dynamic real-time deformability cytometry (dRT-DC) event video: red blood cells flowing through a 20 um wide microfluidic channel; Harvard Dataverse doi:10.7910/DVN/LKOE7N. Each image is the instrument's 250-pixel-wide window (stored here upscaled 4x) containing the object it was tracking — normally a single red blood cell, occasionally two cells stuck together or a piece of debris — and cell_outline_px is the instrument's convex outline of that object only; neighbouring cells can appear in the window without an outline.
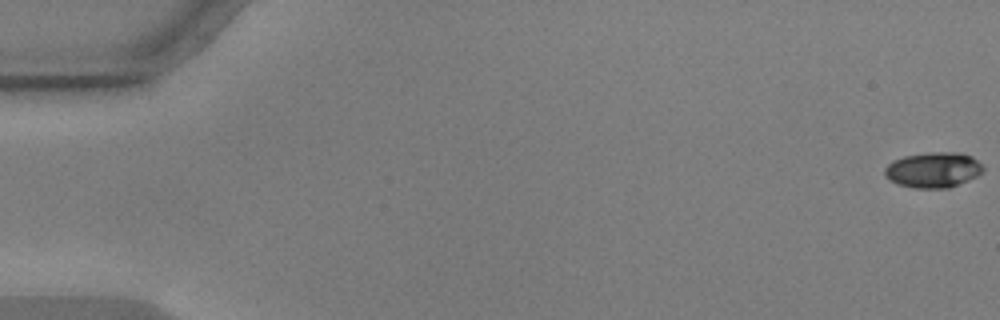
{"species": "common noctule bat (a hibernating species)", "species_latin": "Nyctalus noctula", "temperature_condition": "warm", "stored_images_in_passage": 19, "camera_frame_rate_fps": 3000, "um_per_image_px": 0.085, "animal": {"sex": "male", "body_mass_g": 17.9, "forearm_length_mm": 54.2}, "frame": {"image": 1, "passage_image": 1, "time_ms": 0.0, "image_size_px": [1000, 320], "cell_outline_px": [[984, 168], [976, 176], [968, 180], [948, 188], [912, 188], [896, 184], [884, 176], [884, 168], [892, 160], [904, 156], [928, 152], [960, 152], [972, 156]], "centroid_in_image_um": [79.27, 14.44], "position_along_channel_um": 5.7, "area_um2": 20.4}}
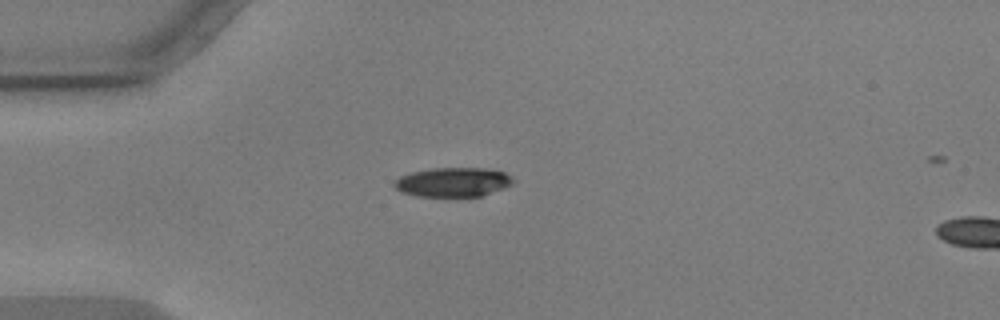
{"frame": {"image": 2, "passage_image": 16, "time_ms": 5.0, "image_size_px": [1000, 320], "cell_outline_px": [[516, 180], [512, 184], [504, 188], [480, 196], [416, 196], [404, 192], [396, 188], [392, 184], [400, 176], [412, 172], [432, 168], [488, 168], [504, 172], [512, 176]], "centroid_in_image_um": [38.54, 15.47], "position_along_channel_um": 46.5, "area_um2": 20.23}}